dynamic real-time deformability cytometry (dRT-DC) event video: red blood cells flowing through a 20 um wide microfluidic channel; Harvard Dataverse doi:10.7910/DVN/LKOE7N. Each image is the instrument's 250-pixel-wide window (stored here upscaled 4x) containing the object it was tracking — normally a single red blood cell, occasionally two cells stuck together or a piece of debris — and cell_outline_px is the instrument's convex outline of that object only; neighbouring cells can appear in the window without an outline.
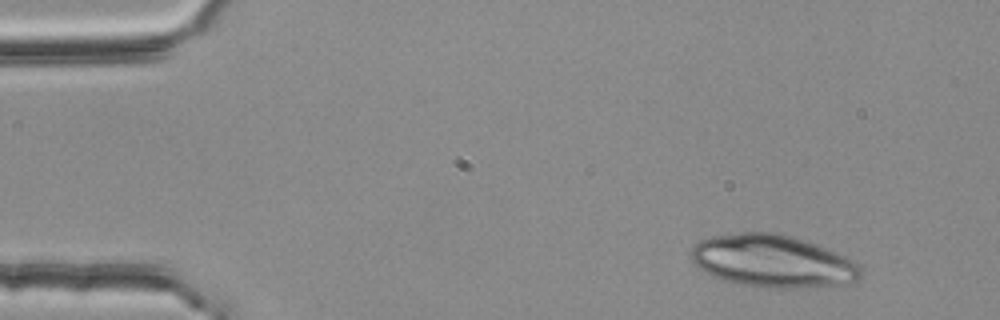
{"species": "common noctule bat (a hibernating species)", "species_latin": "Nyctalus noctula", "temperature_condition": "room temperature", "stored_images_in_passage": 3, "camera_frame_rate_fps": 3000, "um_per_image_px": 0.085, "animal": {"sex": "female", "body_mass_g": 25.1}, "frame": {"image": 1, "passage_image": 1, "time_ms": 0.0, "image_size_px": [1000, 320], "cell_outline_px": [[860, 276], [856, 280], [832, 288], [764, 288], [740, 284], [724, 280], [700, 268], [692, 260], [688, 252], [700, 240], [712, 236], [740, 232], [772, 232], [788, 236], [816, 244], [836, 252], [852, 260], [860, 268]], "centroid_in_image_um": [65.69, 22.22], "position_along_channel_um": 19.3, "area_um2": 51.9}}